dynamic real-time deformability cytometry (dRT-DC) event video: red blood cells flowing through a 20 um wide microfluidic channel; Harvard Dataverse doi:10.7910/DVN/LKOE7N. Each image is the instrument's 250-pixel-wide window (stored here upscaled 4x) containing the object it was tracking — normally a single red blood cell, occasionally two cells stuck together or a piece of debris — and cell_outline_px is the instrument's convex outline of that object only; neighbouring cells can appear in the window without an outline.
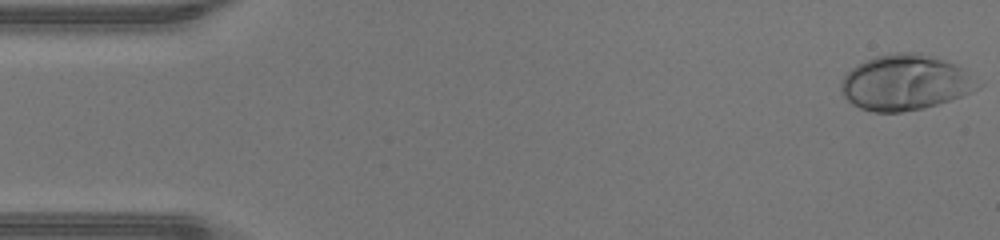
{"species": "human", "species_latin": "Homo sapiens", "temperature_condition": "warm", "stored_images_in_passage": 47, "camera_frame_rate_fps": 3000, "um_per_image_px": 0.085, "donor": {"sex": "male"}, "frame": {"image": 1, "passage_image": 1, "time_ms": 0.0, "image_size_px": [1000, 240], "cell_outline_px": [[976, 88], [960, 96], [924, 108], [900, 112], [872, 112], [860, 108], [852, 104], [844, 96], [840, 88], [840, 84], [844, 76], [856, 64], [876, 56], [896, 52], [916, 52], [932, 56], [956, 64], [960, 68]], "centroid_in_image_um": [76.8, 7.01], "position_along_channel_um": 8.2, "area_um2": 43.06}}
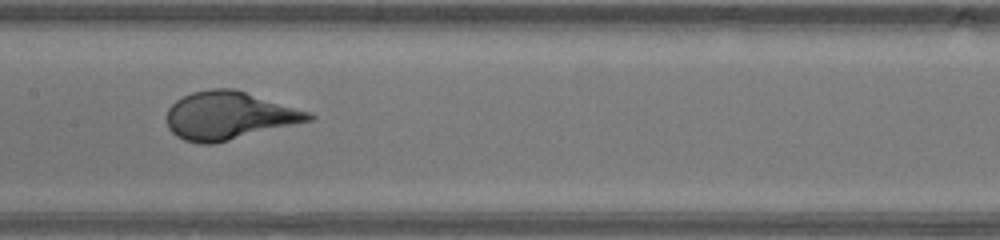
{"frame": {"image": 2, "passage_image": 23, "time_ms": 7.333, "image_size_px": [1000, 240], "cell_outline_px": [[316, 116], [312, 120], [212, 144], [200, 144], [184, 140], [176, 136], [168, 128], [168, 108], [176, 100], [192, 92], [212, 88], [232, 88], [312, 112]], "centroid_in_image_um": [19.47, 9.82], "position_along_channel_um": 187.9, "area_um2": 39.36}}
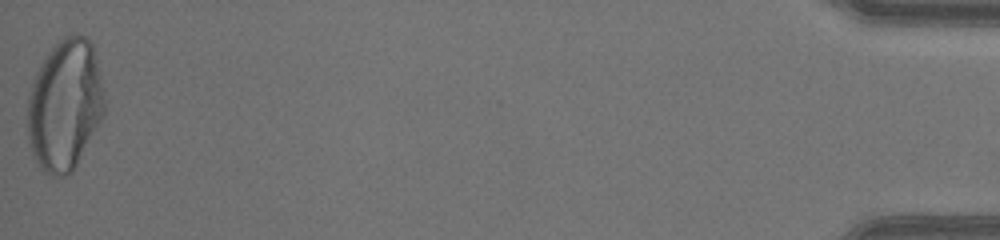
{"frame": {"image": 3, "passage_image": 47, "time_ms": 15.333, "image_size_px": [1000, 240], "cell_outline_px": [[104, 112], [100, 120], [72, 172], [64, 176], [52, 176], [44, 172], [40, 168], [32, 152], [28, 140], [28, 100], [32, 84], [36, 72], [40, 64], [48, 52], [64, 36], [76, 32], [88, 36], [92, 44], [104, 96]], "centroid_in_image_um": [5.5, 8.91], "position_along_channel_um": 429.7, "area_um2": 58.2}, "authors_computed_cell_mechanics": {"area_um2": 39.6508, "velocity_mm_per_s": 4.3647, "shape_relaxation_time_tau1_ms": 3.2212, "shape_relaxation_time_tau2_ms": null, "deformation_change_tau1": 0.2292, "deformation_change_tau2": null}}